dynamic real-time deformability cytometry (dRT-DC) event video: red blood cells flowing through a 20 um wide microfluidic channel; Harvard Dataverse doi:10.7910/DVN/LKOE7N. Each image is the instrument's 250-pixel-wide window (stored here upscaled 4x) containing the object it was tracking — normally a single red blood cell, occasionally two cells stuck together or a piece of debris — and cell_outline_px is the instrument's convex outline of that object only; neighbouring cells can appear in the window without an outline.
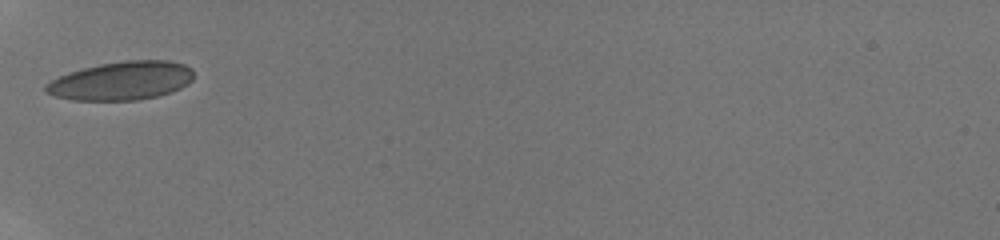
{"species": "human", "species_latin": "Homo sapiens", "temperature_condition": "room temperature", "stored_images_in_passage": 11, "camera_frame_rate_fps": 3000, "um_per_image_px": 0.085, "donor": {"sex": "male"}, "frame": {"image": 1, "passage_image": 1, "time_ms": 0.0, "image_size_px": [1000, 240], "cell_outline_px": [[192, 80], [188, 84], [172, 92], [156, 96], [136, 100], [72, 100], [56, 96], [44, 92], [44, 84], [60, 76], [84, 68], [100, 64], [124, 60], [168, 60], [184, 64], [192, 68]], "centroid_in_image_um": [10.33, 6.86], "position_along_channel_um": 74.7, "area_um2": 33.12}}
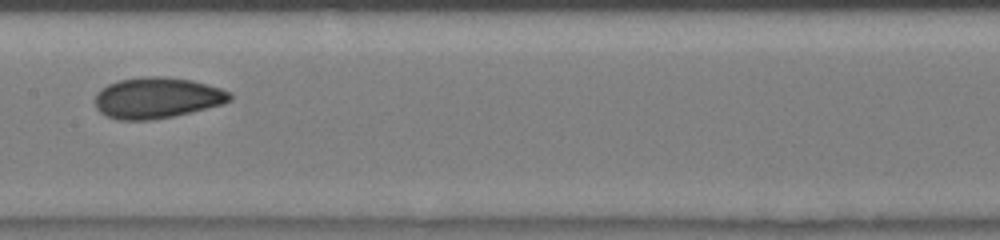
{"frame": {"image": 2, "passage_image": 4, "time_ms": 3.0, "image_size_px": [1000, 240], "cell_outline_px": [[232, 100], [224, 104], [172, 116], [152, 120], [116, 120], [100, 112], [96, 108], [96, 92], [100, 88], [108, 84], [120, 80], [140, 76], [164, 76], [192, 80], [220, 88], [232, 92]], "centroid_in_image_um": [13.35, 8.31], "position_along_channel_um": 194.0, "area_um2": 32.37}}
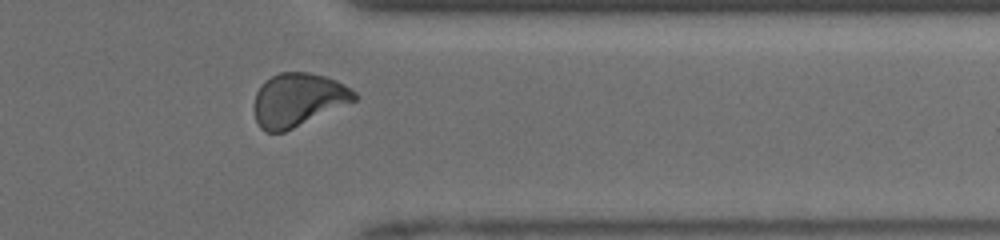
{"frame": {"image": 3, "passage_image": 9, "time_ms": 7.667, "image_size_px": [1000, 240], "cell_outline_px": [[356, 100], [284, 132], [264, 132], [260, 128], [256, 120], [256, 92], [260, 84], [264, 80], [280, 72], [308, 72], [324, 76], [336, 80], [344, 84], [356, 92]], "centroid_in_image_um": [25.33, 8.47], "position_along_channel_um": 386.1, "area_um2": 30.81}, "authors_computed_cell_mechanics": {"area_um2": 30.6918, "velocity_mm_per_s": 4.1322, "shape_relaxation_time_tau1_ms": null, "shape_relaxation_time_tau2_ms": 0.7794, "deformation_change_tau1": null, "deformation_change_tau2": 0.0486}}